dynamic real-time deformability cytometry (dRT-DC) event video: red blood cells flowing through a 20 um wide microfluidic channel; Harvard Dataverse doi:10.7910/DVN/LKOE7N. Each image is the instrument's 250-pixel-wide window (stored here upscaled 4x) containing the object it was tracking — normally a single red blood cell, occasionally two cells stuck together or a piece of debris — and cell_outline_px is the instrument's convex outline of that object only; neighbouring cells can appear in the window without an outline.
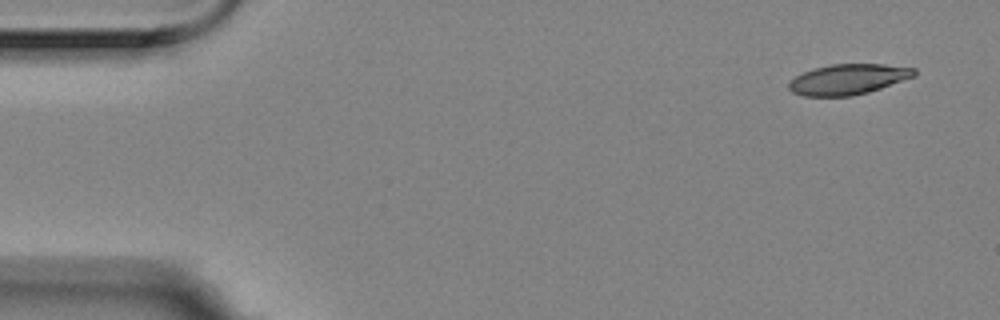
{"species": "Egyptian fruit bat (a non-hibernating species)", "species_latin": "Rousettus aegyptiacus", "temperature_condition": "room temperature", "stored_images_in_passage": 10, "camera_frame_rate_fps": 3000, "um_per_image_px": 0.085, "animal": {"sex": "female"}, "frame": {"image": 1, "passage_image": 1, "time_ms": 0.0, "image_size_px": [1000, 320], "cell_outline_px": [[916, 76], [868, 92], [852, 96], [804, 96], [792, 92], [788, 88], [788, 84], [796, 76], [804, 72], [816, 68], [832, 64], [884, 64], [916, 68]], "centroid_in_image_um": [72.11, 6.74], "position_along_channel_um": 12.9, "area_um2": 22.14}}
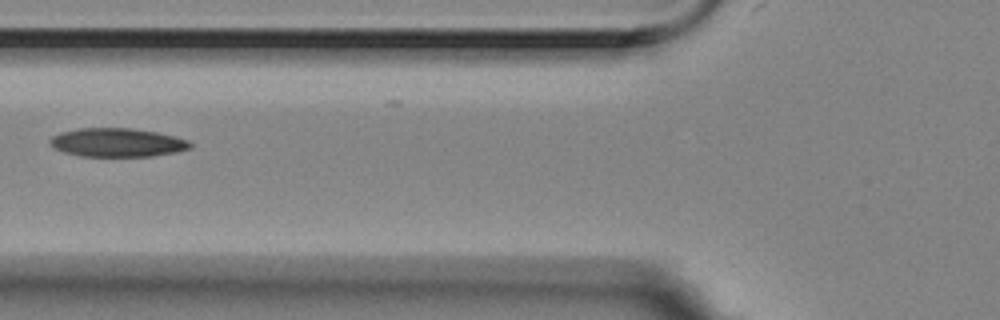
{"frame": {"image": 2, "passage_image": 6, "time_ms": 1.667, "image_size_px": [1000, 320], "cell_outline_px": [[192, 148], [176, 152], [152, 156], [80, 156], [64, 152], [48, 144], [48, 140], [52, 136], [60, 132], [80, 128], [132, 128], [156, 132], [188, 140], [192, 144]], "centroid_in_image_um": [9.94, 12.11], "position_along_channel_um": 115.9, "area_um2": 23.41}}
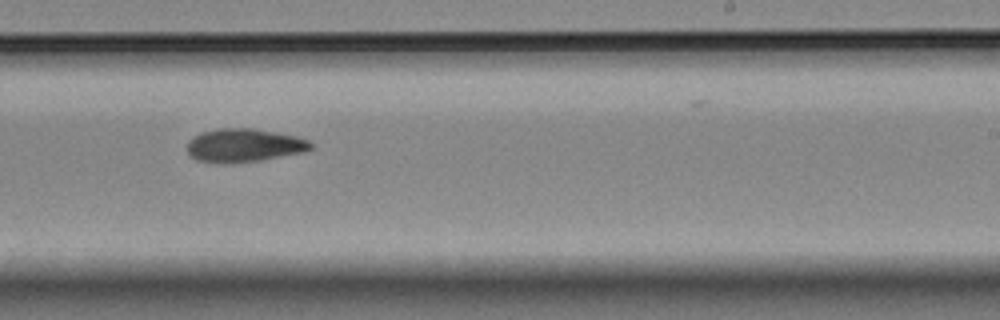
{"frame": {"image": 3, "passage_image": 10, "time_ms": 3.0, "image_size_px": [1000, 320], "cell_outline_px": [[312, 148], [304, 152], [260, 160], [232, 164], [216, 164], [196, 160], [188, 156], [188, 140], [200, 132], [220, 128], [252, 128], [276, 132], [296, 136], [308, 140], [312, 144]], "centroid_in_image_um": [20.69, 12.37], "position_along_channel_um": 268.3, "area_um2": 24.39}}